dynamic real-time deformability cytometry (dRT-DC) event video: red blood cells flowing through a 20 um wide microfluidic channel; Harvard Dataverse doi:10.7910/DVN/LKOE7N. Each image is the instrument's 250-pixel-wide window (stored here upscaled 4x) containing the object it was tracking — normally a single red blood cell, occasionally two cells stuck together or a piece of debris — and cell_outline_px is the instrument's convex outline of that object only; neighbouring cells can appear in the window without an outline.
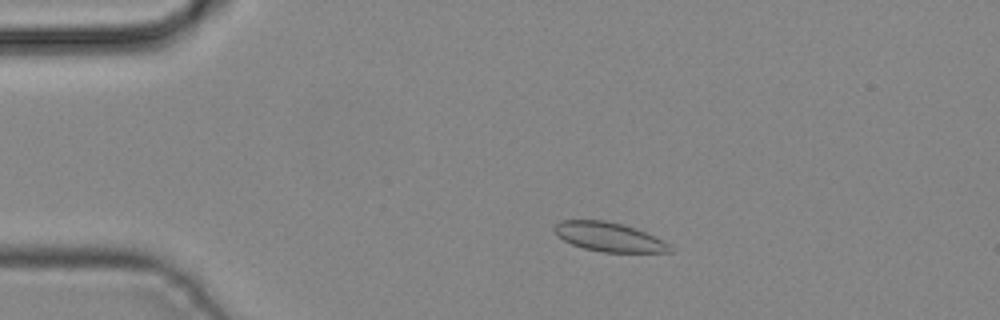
{"species": "common noctule bat (a hibernating species)", "species_latin": "Nyctalus noctula", "temperature_condition": "cold", "stored_images_in_passage": 43, "camera_frame_rate_fps": 3000, "um_per_image_px": 0.085, "animal": {"sex": "male", "body_mass_g": 19.2, "forearm_length_mm": 51.8}, "frame": {"image": 1, "passage_image": 8, "time_ms": 2.333, "image_size_px": [1000, 320], "cell_outline_px": [[672, 252], [604, 252], [584, 248], [572, 244], [564, 240], [552, 228], [560, 220], [604, 220], [624, 224], [644, 232], [668, 244], [672, 248]], "centroid_in_image_um": [51.73, 20.13], "position_along_channel_um": 33.3, "area_um2": 19.25}}
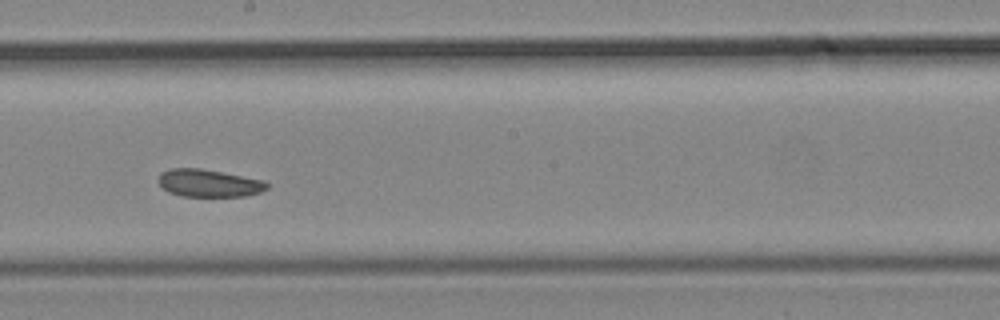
{"frame": {"image": 2, "passage_image": 24, "time_ms": 7.667, "image_size_px": [1000, 320], "cell_outline_px": [[268, 188], [260, 192], [244, 196], [184, 196], [168, 192], [156, 180], [160, 172], [168, 168], [200, 168], [264, 180], [268, 184]], "centroid_in_image_um": [17.71, 15.55], "position_along_channel_um": 230.5, "area_um2": 17.46}}
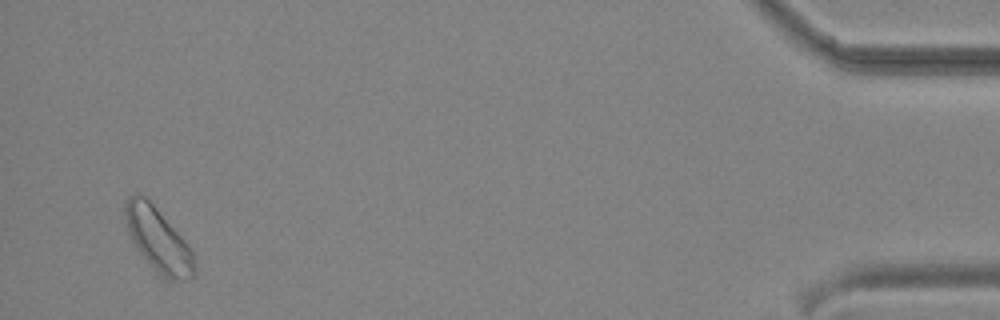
{"frame": {"image": 3, "passage_image": 42, "time_ms": 13.667, "image_size_px": [1000, 320], "cell_outline_px": [[196, 272], [188, 280], [160, 280], [156, 276], [132, 240], [128, 232], [124, 216], [124, 204], [128, 196], [136, 192], [144, 196], [156, 208], [188, 244], [192, 252], [196, 264]], "centroid_in_image_um": [13.44, 20.44], "position_along_channel_um": 421.8, "area_um2": 26.07}}